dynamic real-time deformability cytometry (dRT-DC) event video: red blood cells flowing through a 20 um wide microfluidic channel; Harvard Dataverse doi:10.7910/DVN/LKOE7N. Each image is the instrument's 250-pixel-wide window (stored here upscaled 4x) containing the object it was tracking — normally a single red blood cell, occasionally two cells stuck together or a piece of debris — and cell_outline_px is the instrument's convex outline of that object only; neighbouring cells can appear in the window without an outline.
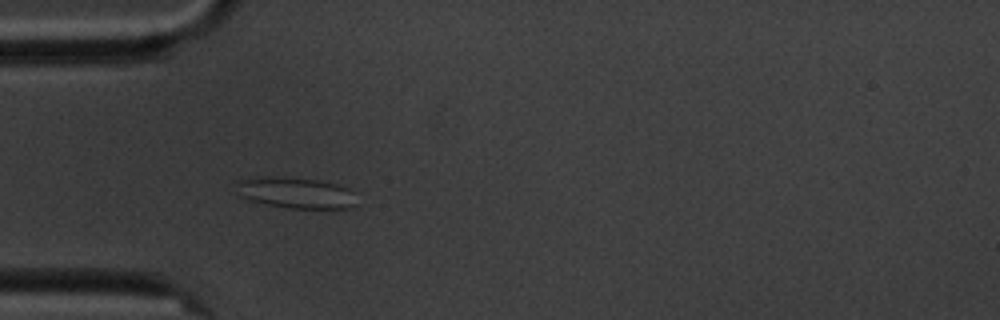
{"species": "common noctule bat (a hibernating species)", "species_latin": "Nyctalus noctula", "temperature_condition": "cold", "stored_images_in_passage": 6, "camera_frame_rate_fps": 3000, "um_per_image_px": 0.085, "animal": {"sex": "male", "body_mass_g": 20.1, "forearm_length_mm": 53.5}, "frame": {"image": 1, "passage_image": 5, "time_ms": 4.667, "image_size_px": [1000, 320], "cell_outline_px": [[356, 204], [352, 208], [288, 208], [268, 204], [252, 200], [240, 196], [236, 184], [236, 180], [248, 176], [288, 176], [316, 180], [336, 184], [348, 188], [352, 192]], "centroid_in_image_um": [25.09, 16.35], "position_along_channel_um": 59.9, "area_um2": 21.96}}
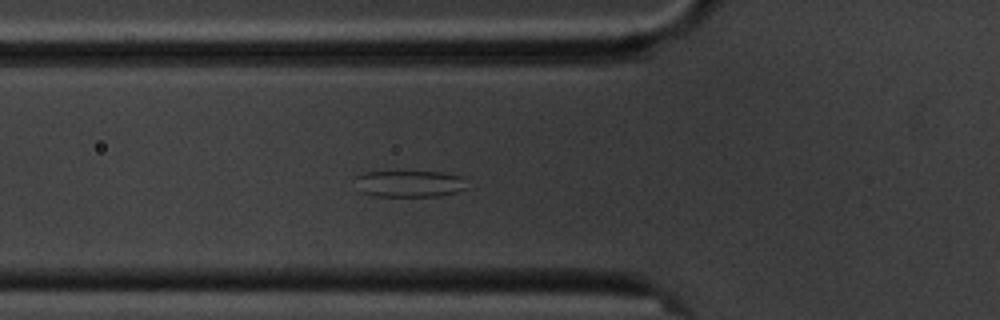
{"frame": {"image": 2, "passage_image": 6, "time_ms": 5.667, "image_size_px": [1000, 320], "cell_outline_px": [[468, 188], [456, 192], [436, 196], [376, 196], [360, 192], [356, 176], [364, 172], [440, 172], [464, 176]], "centroid_in_image_um": [34.86, 15.61], "position_along_channel_um": 90.9, "area_um2": 17.28}}